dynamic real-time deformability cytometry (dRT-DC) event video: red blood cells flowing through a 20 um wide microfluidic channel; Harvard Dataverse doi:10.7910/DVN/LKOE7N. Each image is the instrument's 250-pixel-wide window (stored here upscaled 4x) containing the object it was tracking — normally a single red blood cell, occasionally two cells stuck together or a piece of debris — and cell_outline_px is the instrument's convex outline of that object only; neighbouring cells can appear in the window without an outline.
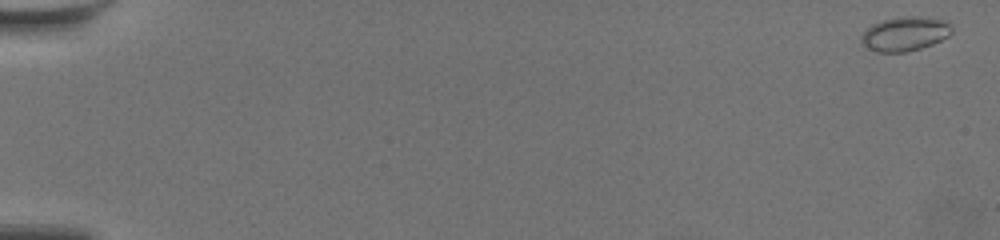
{"species": "common noctule bat (a hibernating species)", "species_latin": "Nyctalus noctula", "temperature_condition": "warm", "stored_images_in_passage": 61, "camera_frame_rate_fps": 3000, "um_per_image_px": 0.085, "animal": {"sex": "female", "body_mass_g": 19.5, "forearm_length_mm": 54.1}, "frame": {"image": 1, "passage_image": 1, "time_ms": 0.0, "image_size_px": [1000, 240], "cell_outline_px": [[952, 32], [948, 36], [932, 44], [920, 48], [904, 52], [876, 52], [860, 44], [860, 36], [872, 24], [884, 20], [908, 16], [920, 16], [944, 20], [952, 28]], "centroid_in_image_um": [76.89, 2.88], "position_along_channel_um": 8.1, "area_um2": 17.92}}
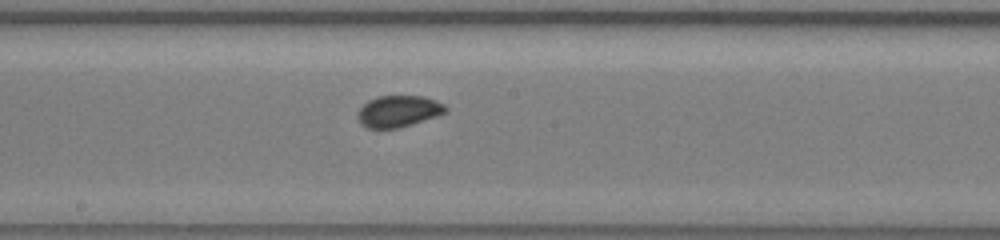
{"frame": {"image": 2, "passage_image": 35, "time_ms": 11.333, "image_size_px": [1000, 240], "cell_outline_px": [[448, 112], [412, 124], [396, 128], [368, 128], [360, 124], [356, 116], [356, 112], [368, 100], [376, 96], [424, 96], [436, 100], [444, 104], [448, 108]], "centroid_in_image_um": [33.85, 9.45], "position_along_channel_um": 214.3, "area_um2": 16.3}}
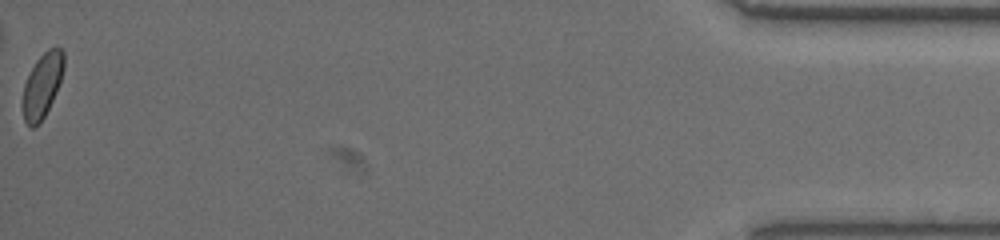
{"frame": {"image": 3, "passage_image": 61, "time_ms": 20.0, "image_size_px": [1000, 240], "cell_outline_px": [[64, 68], [56, 92], [44, 116], [32, 128], [24, 120], [20, 104], [24, 84], [36, 60], [48, 48], [56, 44], [64, 52]], "centroid_in_image_um": [3.57, 7.21], "position_along_channel_um": 431.6, "area_um2": 15.55}, "authors_computed_cell_mechanics": {"area_um2": 16.0684, "velocity_mm_per_s": 3.5206, "shape_relaxation_time_tau1_ms": 3.7634, "shape_relaxation_time_tau2_ms": null, "deformation_change_tau1": 0.0651, "deformation_change_tau2": null}}